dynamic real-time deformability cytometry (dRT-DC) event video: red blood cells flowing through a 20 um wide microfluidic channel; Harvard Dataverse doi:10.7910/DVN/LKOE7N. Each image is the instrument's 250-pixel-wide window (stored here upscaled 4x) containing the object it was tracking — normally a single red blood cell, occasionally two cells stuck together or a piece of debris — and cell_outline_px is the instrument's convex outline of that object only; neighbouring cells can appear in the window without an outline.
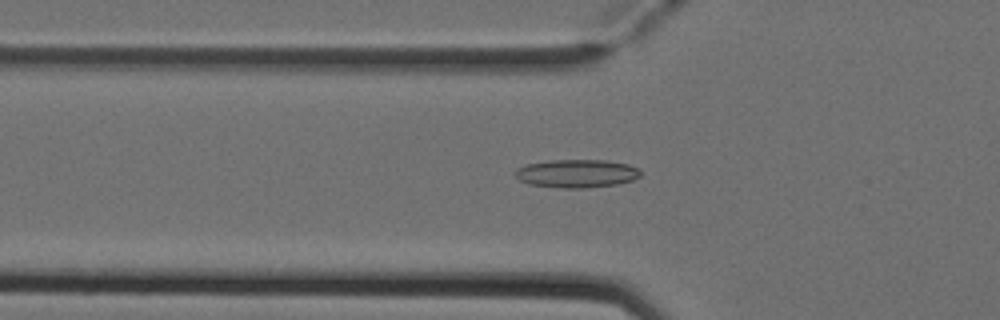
{"species": "Egyptian fruit bat (a non-hibernating species)", "species_latin": "Rousettus aegyptiacus", "temperature_condition": "cold", "stored_images_in_passage": 36, "camera_frame_rate_fps": 3000, "um_per_image_px": 0.085, "animal": {"sex": "female"}, "frame": {"image": 1, "passage_image": 2, "time_ms": 0.333, "image_size_px": [1000, 320], "cell_outline_px": [[640, 176], [632, 180], [616, 184], [584, 188], [560, 188], [528, 184], [520, 180], [512, 172], [516, 168], [528, 164], [552, 160], [604, 160], [628, 164], [636, 168], [640, 172]], "centroid_in_image_um": [48.97, 14.75], "position_along_channel_um": 76.8, "area_um2": 20.52}}
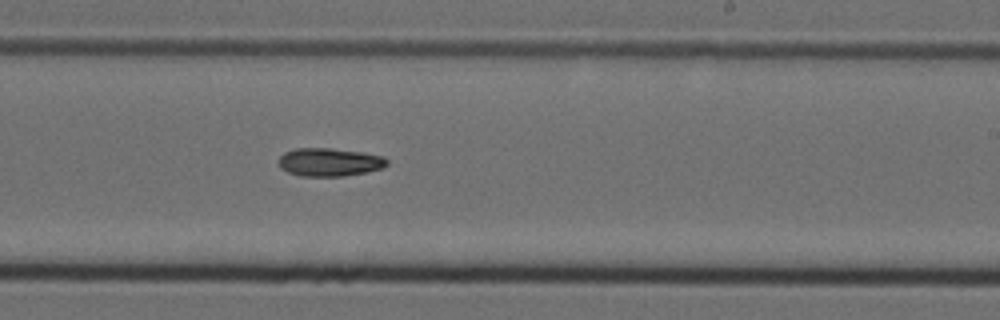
{"frame": {"image": 2, "passage_image": 16, "time_ms": 5.0, "image_size_px": [1000, 320], "cell_outline_px": [[388, 164], [384, 168], [368, 172], [344, 176], [300, 176], [288, 172], [280, 168], [280, 156], [284, 152], [296, 148], [328, 148], [364, 152], [384, 156], [388, 160]], "centroid_in_image_um": [28.05, 13.78], "position_along_channel_um": 261.0, "area_um2": 17.98}}
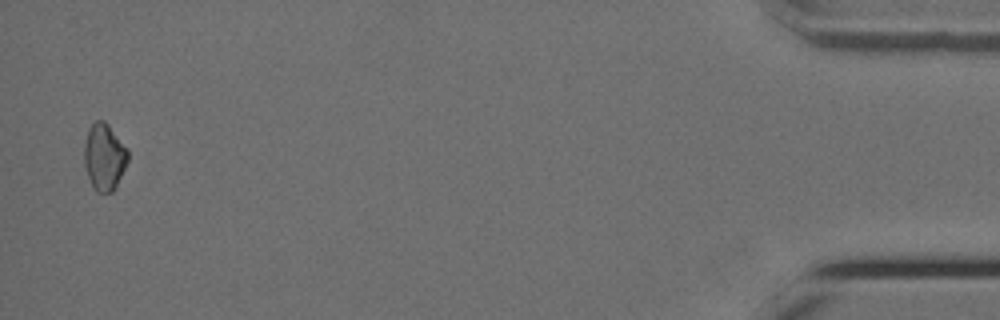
{"frame": {"image": 3, "passage_image": 35, "time_ms": 11.333, "image_size_px": [1000, 320], "cell_outline_px": [[128, 160], [112, 192], [96, 192], [92, 188], [84, 164], [84, 144], [88, 132], [92, 124], [96, 120], [104, 120], [108, 124], [128, 148]], "centroid_in_image_um": [8.85, 13.33], "position_along_channel_um": 426.3, "area_um2": 16.88}}